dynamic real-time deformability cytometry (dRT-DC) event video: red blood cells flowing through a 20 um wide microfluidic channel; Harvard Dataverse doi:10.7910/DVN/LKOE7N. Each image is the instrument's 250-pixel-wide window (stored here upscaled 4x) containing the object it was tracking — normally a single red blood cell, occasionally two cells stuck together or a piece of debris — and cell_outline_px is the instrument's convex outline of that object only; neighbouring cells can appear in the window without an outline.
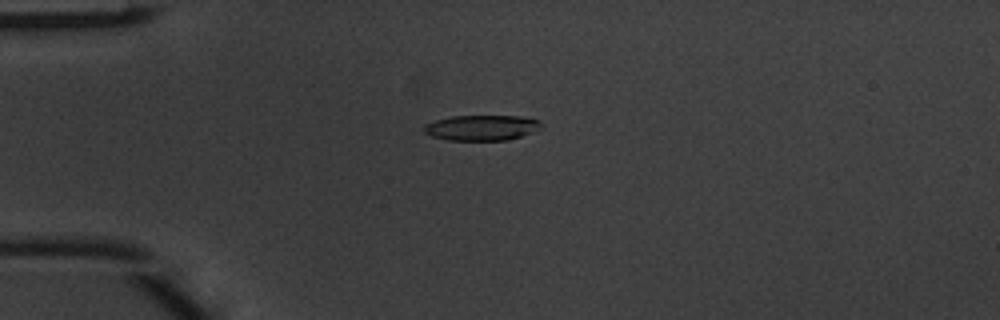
{"species": "common noctule bat (a hibernating species)", "species_latin": "Nyctalus noctula", "temperature_condition": "warm", "stored_images_in_passage": 6, "camera_frame_rate_fps": 3000, "um_per_image_px": 0.085, "animal": {"sex": "male", "body_mass_g": 20.1, "forearm_length_mm": 53.5}, "frame": {"image": 1, "passage_image": 3, "time_ms": 0.667, "image_size_px": [1000, 320], "cell_outline_px": [[540, 128], [532, 132], [508, 140], [448, 140], [432, 136], [424, 132], [424, 124], [436, 120], [452, 116], [520, 116], [540, 120]], "centroid_in_image_um": [40.92, 10.85], "position_along_channel_um": 44.1, "area_um2": 17.22}}
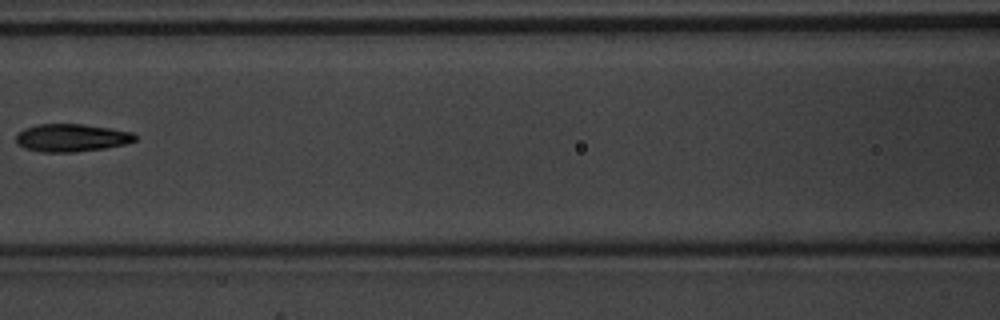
{"frame": {"image": 2, "passage_image": 6, "time_ms": 1.667, "image_size_px": [1000, 320], "cell_outline_px": [[136, 140], [128, 144], [104, 148], [76, 152], [44, 152], [24, 148], [16, 144], [16, 136], [24, 128], [36, 124], [84, 124], [132, 132], [136, 136]], "centroid_in_image_um": [6.07, 11.71], "position_along_channel_um": 160.5, "area_um2": 19.31}}